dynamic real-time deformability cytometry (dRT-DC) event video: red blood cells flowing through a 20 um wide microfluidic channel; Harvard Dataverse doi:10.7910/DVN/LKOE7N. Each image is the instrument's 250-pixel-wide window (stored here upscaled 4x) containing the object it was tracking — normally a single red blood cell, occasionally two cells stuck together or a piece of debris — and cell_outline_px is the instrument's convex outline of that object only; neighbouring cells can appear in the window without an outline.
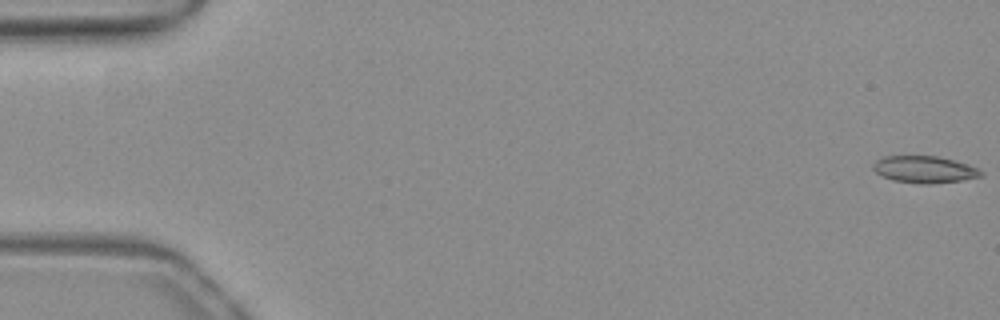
{"species": "common noctule bat (a hibernating species)", "species_latin": "Nyctalus noctula", "temperature_condition": "warm", "stored_images_in_passage": 19, "camera_frame_rate_fps": 3000, "um_per_image_px": 0.085, "animal": {"sex": "female", "body_mass_g": 19.3, "forearm_length_mm": 54.1}, "frame": {"image": 1, "passage_image": 1, "time_ms": 0.0, "image_size_px": [1000, 320], "cell_outline_px": [[984, 176], [960, 180], [932, 184], [920, 184], [892, 180], [880, 176], [872, 168], [872, 164], [876, 160], [884, 156], [936, 156], [968, 164], [984, 172]], "centroid_in_image_um": [78.55, 14.41], "position_along_channel_um": 6.5, "area_um2": 16.99}}
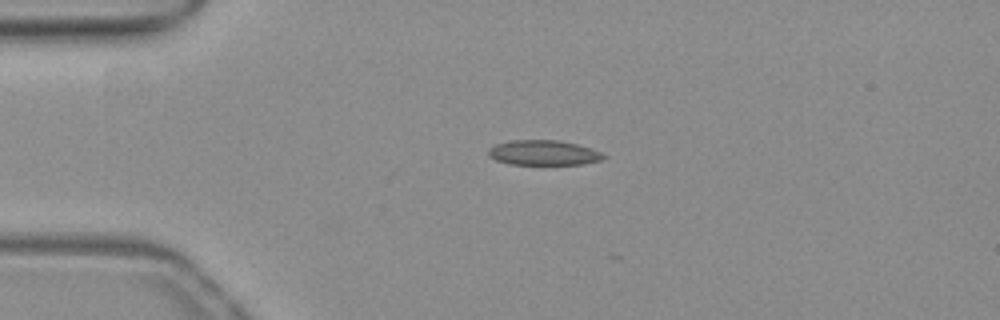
{"frame": {"image": 2, "passage_image": 13, "time_ms": 4.0, "image_size_px": [1000, 320], "cell_outline_px": [[608, 156], [600, 160], [584, 164], [508, 164], [496, 160], [488, 156], [488, 148], [496, 144], [512, 140], [560, 140], [576, 144], [600, 152]], "centroid_in_image_um": [46.17, 12.98], "position_along_channel_um": 38.8, "area_um2": 16.7}}
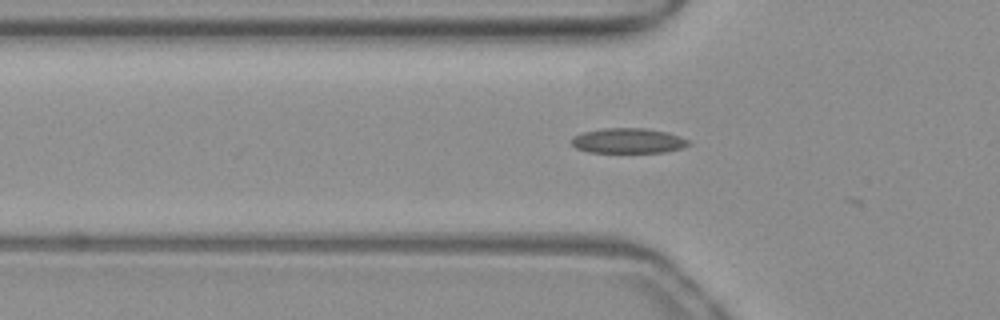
{"frame": {"image": 3, "passage_image": 18, "time_ms": 5.667, "image_size_px": [1000, 320], "cell_outline_px": [[692, 144], [680, 148], [664, 152], [588, 152], [576, 148], [572, 144], [572, 136], [584, 132], [604, 128], [644, 128], [668, 132], [680, 136], [688, 140]], "centroid_in_image_um": [53.4, 11.96], "position_along_channel_um": 72.4, "area_um2": 17.05}}